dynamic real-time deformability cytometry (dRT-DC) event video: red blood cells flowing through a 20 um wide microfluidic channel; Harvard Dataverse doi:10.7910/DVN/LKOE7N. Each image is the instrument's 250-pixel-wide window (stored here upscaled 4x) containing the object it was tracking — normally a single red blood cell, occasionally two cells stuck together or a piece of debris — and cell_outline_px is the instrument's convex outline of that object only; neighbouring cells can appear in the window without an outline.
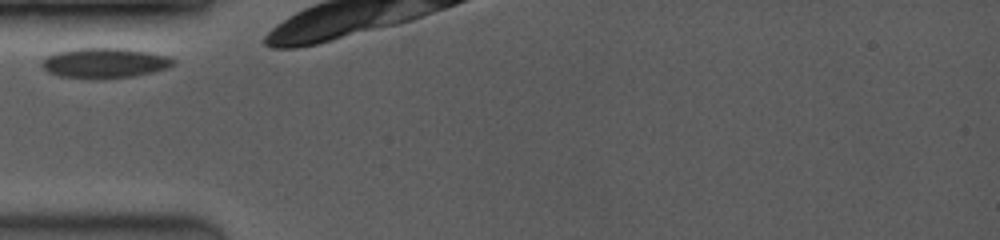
{"species": "common noctule bat (a hibernating species)", "species_latin": "Nyctalus noctula", "temperature_condition": "room temperature", "stored_images_in_passage": 5, "camera_frame_rate_fps": 3500, "um_per_image_px": 0.085, "animal": {"sex": "female", "body_mass_g": 19.0, "forearm_length_mm": 53.3}, "frame": {"image": 1, "passage_image": 1, "time_ms": 0.0, "image_size_px": [1000, 240], "cell_outline_px": [[176, 64], [168, 68], [156, 72], [136, 76], [100, 80], [96, 80], [60, 76], [48, 72], [40, 64], [48, 56], [56, 52], [76, 48], [124, 48], [148, 52], [168, 56], [176, 60]], "centroid_in_image_um": [8.95, 5.37], "position_along_channel_um": 76.1, "area_um2": 23.52}}